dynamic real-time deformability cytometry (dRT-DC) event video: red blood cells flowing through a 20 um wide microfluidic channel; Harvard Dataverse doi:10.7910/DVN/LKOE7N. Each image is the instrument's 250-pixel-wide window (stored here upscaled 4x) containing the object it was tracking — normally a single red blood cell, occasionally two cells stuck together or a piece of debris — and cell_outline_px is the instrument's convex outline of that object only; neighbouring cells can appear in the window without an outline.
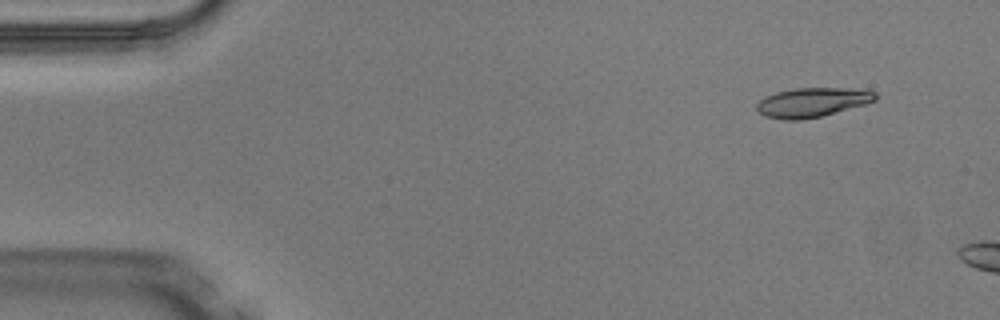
{"species": "Egyptian fruit bat (a non-hibernating species)", "species_latin": "Rousettus aegyptiacus", "temperature_condition": "warm", "stored_images_in_passage": 3, "camera_frame_rate_fps": 3000, "um_per_image_px": 0.085, "animal": {"sex": "male"}, "frame": {"image": 1, "passage_image": 1, "time_ms": 0.0, "image_size_px": [1000, 320], "cell_outline_px": [[876, 100], [864, 104], [820, 116], [800, 120], [784, 120], [768, 116], [760, 112], [756, 108], [756, 104], [760, 100], [776, 92], [796, 88], [868, 88], [876, 92]], "centroid_in_image_um": [69.09, 8.68], "position_along_channel_um": 15.9, "area_um2": 20.11}}